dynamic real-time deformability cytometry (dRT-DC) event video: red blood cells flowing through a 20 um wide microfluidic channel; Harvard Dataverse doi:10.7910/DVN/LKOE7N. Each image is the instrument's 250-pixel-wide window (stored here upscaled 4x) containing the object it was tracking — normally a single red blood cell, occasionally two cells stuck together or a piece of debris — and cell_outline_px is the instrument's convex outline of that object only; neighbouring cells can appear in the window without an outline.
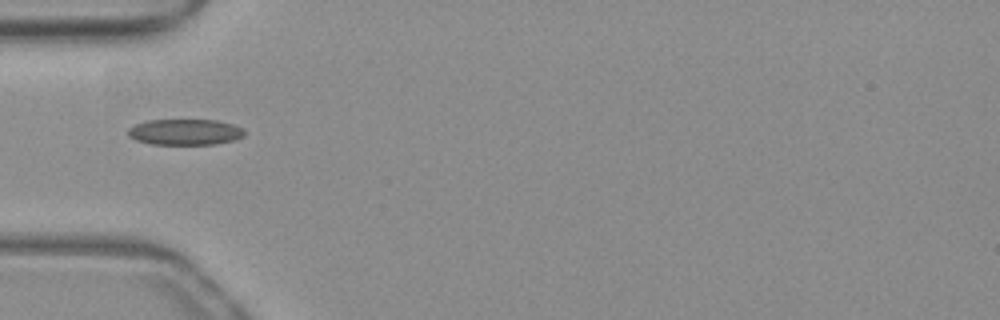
{"species": "common noctule bat (a hibernating species)", "species_latin": "Nyctalus noctula", "temperature_condition": "warm", "stored_images_in_passage": 21, "camera_frame_rate_fps": 3000, "um_per_image_px": 0.085, "animal": {"sex": "female", "body_mass_g": 19.3, "forearm_length_mm": 54.1}, "frame": {"image": 1, "passage_image": 1, "time_ms": 0.0, "image_size_px": [1000, 320], "cell_outline_px": [[244, 136], [232, 140], [216, 144], [152, 144], [136, 140], [128, 136], [128, 128], [136, 124], [148, 120], [216, 120], [232, 124], [244, 128]], "centroid_in_image_um": [15.72, 11.22], "position_along_channel_um": 69.3, "area_um2": 17.51}}
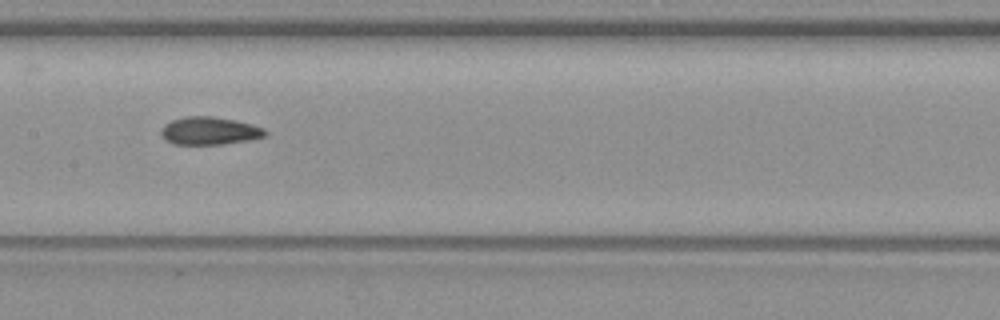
{"frame": {"image": 2, "passage_image": 10, "time_ms": 3.0, "image_size_px": [1000, 320], "cell_outline_px": [[268, 132], [264, 136], [248, 140], [220, 144], [172, 144], [164, 140], [160, 132], [164, 124], [172, 120], [184, 116], [212, 116], [236, 120], [252, 124], [264, 128]], "centroid_in_image_um": [17.78, 11.11], "position_along_channel_um": 189.6, "area_um2": 16.94}}
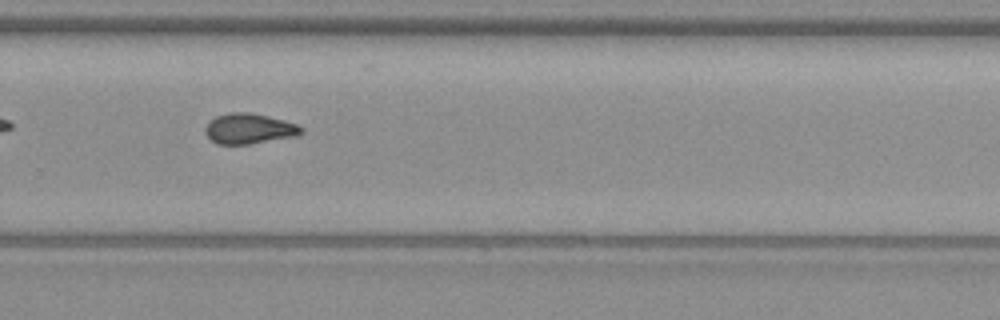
{"frame": {"image": 3, "passage_image": 19, "time_ms": 6.0, "image_size_px": [1000, 320], "cell_outline_px": [[304, 132], [296, 136], [248, 144], [216, 144], [204, 132], [204, 128], [216, 116], [228, 112], [248, 112], [268, 116], [284, 120], [296, 124], [304, 128]], "centroid_in_image_um": [21.18, 10.93], "position_along_channel_um": 308.6, "area_um2": 16.94}}